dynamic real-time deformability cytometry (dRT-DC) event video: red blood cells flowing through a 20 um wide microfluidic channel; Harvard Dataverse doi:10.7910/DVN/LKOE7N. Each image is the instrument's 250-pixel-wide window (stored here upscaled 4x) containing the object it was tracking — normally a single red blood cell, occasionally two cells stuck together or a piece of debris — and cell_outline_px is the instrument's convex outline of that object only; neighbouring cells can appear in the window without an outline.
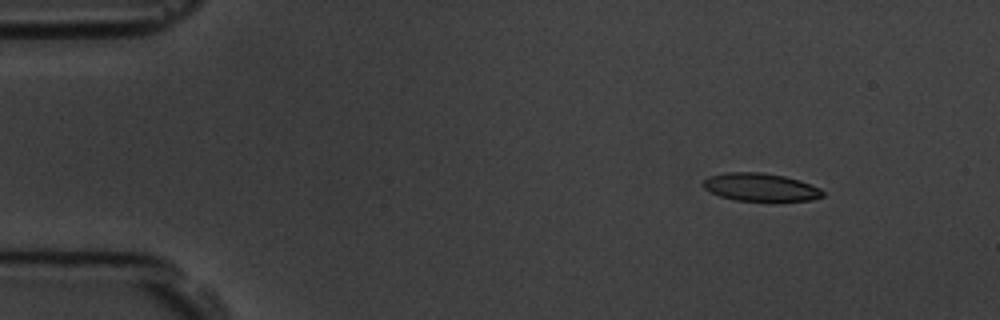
{"species": "common noctule bat (a hibernating species)", "species_latin": "Nyctalus noctula", "temperature_condition": "room temperature", "stored_images_in_passage": 4, "camera_frame_rate_fps": 3000, "um_per_image_px": 0.085, "animal": {"sex": "male", "body_mass_g": 19.5, "forearm_length_mm": 54.6}, "frame": {"image": 1, "passage_image": 2, "time_ms": 2.0, "image_size_px": [1000, 320], "cell_outline_px": [[824, 196], [812, 200], [736, 200], [720, 196], [704, 188], [700, 184], [708, 176], [724, 172], [764, 172], [784, 176], [800, 180], [820, 188], [824, 192]], "centroid_in_image_um": [64.62, 15.89], "position_along_channel_um": 20.4, "area_um2": 19.42}}